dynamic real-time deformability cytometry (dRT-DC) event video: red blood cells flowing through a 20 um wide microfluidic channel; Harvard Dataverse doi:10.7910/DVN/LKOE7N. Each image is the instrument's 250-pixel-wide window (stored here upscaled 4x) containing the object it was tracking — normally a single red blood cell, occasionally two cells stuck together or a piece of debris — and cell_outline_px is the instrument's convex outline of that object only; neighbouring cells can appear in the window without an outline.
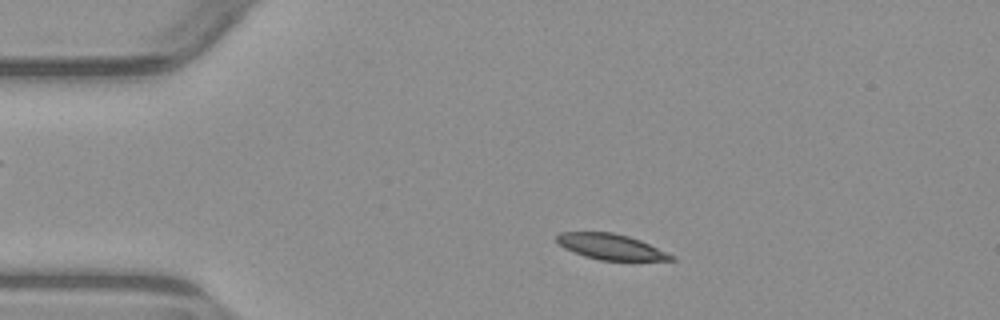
{"species": "common noctule bat (a hibernating species)", "species_latin": "Nyctalus noctula", "temperature_condition": "warm", "stored_images_in_passage": 4, "camera_frame_rate_fps": 3000, "um_per_image_px": 0.085, "animal": {"sex": "male", "body_mass_g": 23.1, "forearm_length_mm": 52.7}, "frame": {"image": 1, "passage_image": 2, "time_ms": 1.0, "image_size_px": [1000, 320], "cell_outline_px": [[676, 260], [600, 260], [584, 256], [572, 252], [564, 248], [556, 240], [556, 236], [560, 232], [612, 232], [628, 236], [640, 240], [676, 256]], "centroid_in_image_um": [51.92, 20.97], "position_along_channel_um": 33.1, "area_um2": 17.05}}
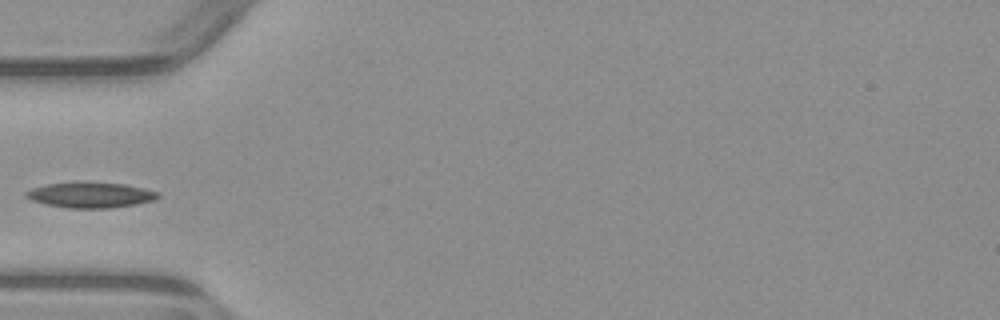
{"frame": {"image": 2, "passage_image": 4, "time_ms": 3.333, "image_size_px": [1000, 320], "cell_outline_px": [[160, 196], [156, 200], [136, 204], [108, 208], [68, 208], [48, 204], [32, 200], [24, 196], [24, 192], [32, 188], [48, 184], [124, 184], [144, 188], [160, 192]], "centroid_in_image_um": [7.75, 16.6], "position_along_channel_um": 77.3, "area_um2": 18.9}}